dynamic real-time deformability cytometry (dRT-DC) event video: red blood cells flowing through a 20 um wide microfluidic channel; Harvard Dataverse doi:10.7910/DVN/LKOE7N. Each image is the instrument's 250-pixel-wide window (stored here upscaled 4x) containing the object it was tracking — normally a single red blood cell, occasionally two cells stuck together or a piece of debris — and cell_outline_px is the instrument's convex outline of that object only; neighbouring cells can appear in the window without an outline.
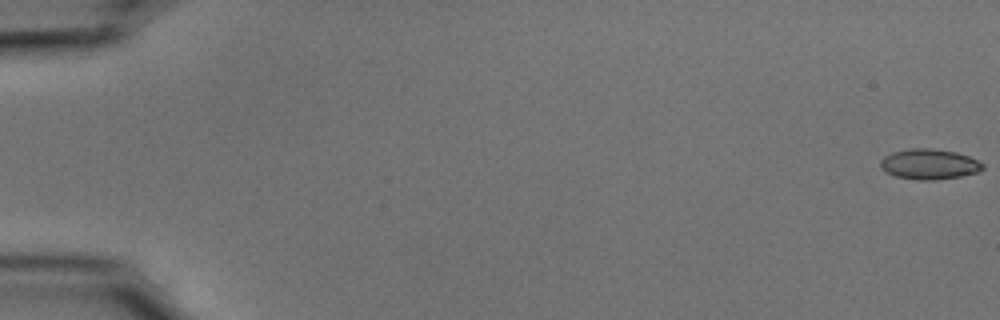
{"species": "common noctule bat (a hibernating species)", "species_latin": "Nyctalus noctula", "temperature_condition": "cold", "stored_images_in_passage": 55, "camera_frame_rate_fps": 3000, "um_per_image_px": 0.085, "animal": {"sex": "male", "body_mass_g": 15.6}, "frame": {"image": 1, "passage_image": 1, "time_ms": 0.0, "image_size_px": [1000, 320], "cell_outline_px": [[984, 168], [980, 172], [960, 176], [936, 180], [916, 180], [896, 176], [880, 168], [880, 160], [884, 156], [892, 152], [908, 148], [928, 148], [956, 152], [968, 156], [984, 164]], "centroid_in_image_um": [78.98, 13.95], "position_along_channel_um": 6.0, "area_um2": 18.15}}
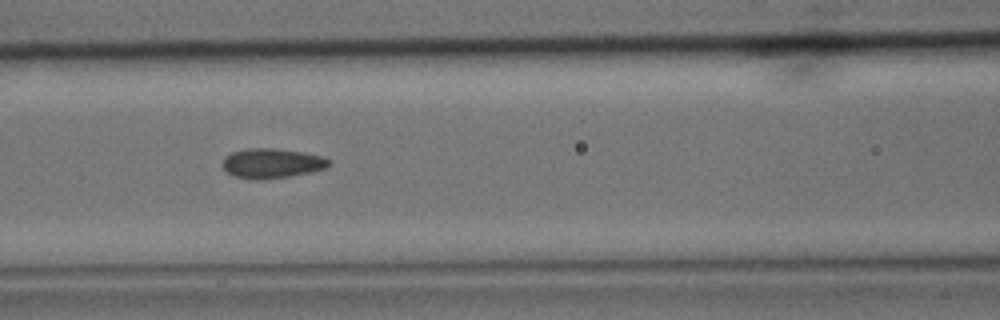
{"frame": {"image": 2, "passage_image": 25, "time_ms": 8.0, "image_size_px": [1000, 320], "cell_outline_px": [[332, 164], [324, 168], [312, 172], [288, 176], [236, 176], [228, 172], [220, 164], [224, 156], [232, 152], [248, 148], [276, 148], [304, 152], [324, 156], [332, 160]], "centroid_in_image_um": [23.18, 13.81], "position_along_channel_um": 143.4, "area_um2": 17.86}}
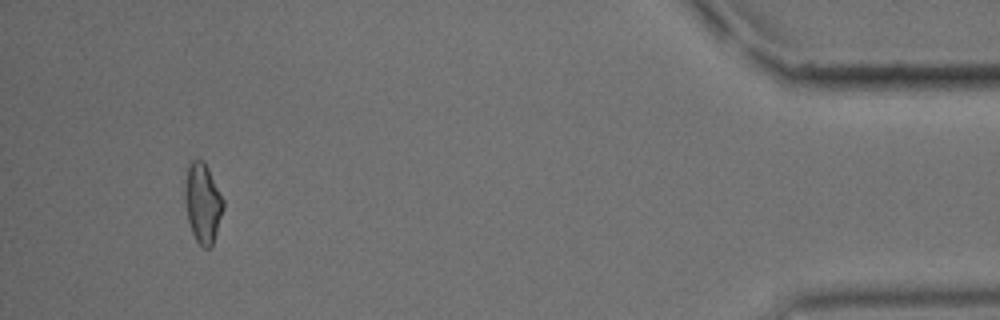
{"frame": {"image": 3, "passage_image": 52, "time_ms": 17.0, "image_size_px": [1000, 320], "cell_outline_px": [[224, 208], [212, 248], [204, 248], [196, 240], [192, 232], [188, 220], [184, 204], [184, 184], [188, 160], [204, 160], [224, 200]], "centroid_in_image_um": [17.21, 17.24], "position_along_channel_um": 418.0, "area_um2": 18.21}, "authors_computed_cell_mechanics": {"area_um2": 17.7446, "velocity_mm_per_s": 3.7555, "shape_relaxation_time_tau1_ms": null, "shape_relaxation_time_tau2_ms": 1.8751, "deformation_change_tau1": null, "deformation_change_tau2": 0.0733}}